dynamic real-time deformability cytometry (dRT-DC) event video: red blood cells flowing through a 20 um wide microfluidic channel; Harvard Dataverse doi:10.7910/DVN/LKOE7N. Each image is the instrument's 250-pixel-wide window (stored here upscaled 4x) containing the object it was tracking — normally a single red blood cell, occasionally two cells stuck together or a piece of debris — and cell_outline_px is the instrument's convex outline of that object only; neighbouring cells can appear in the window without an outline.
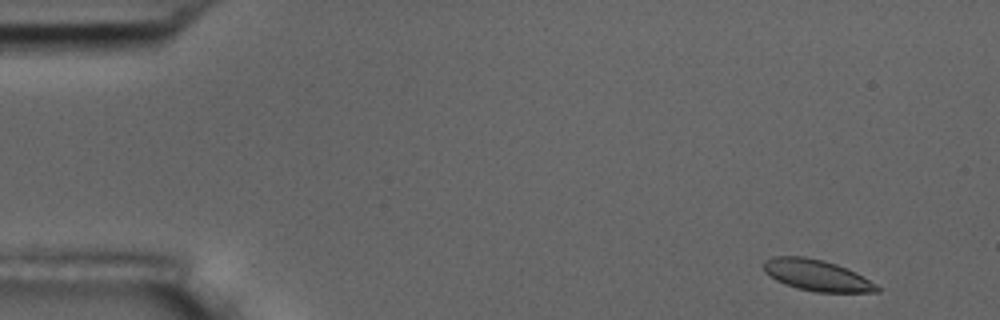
{"species": "common noctule bat (a hibernating species)", "species_latin": "Nyctalus noctula", "temperature_condition": "room temperature", "stored_images_in_passage": 54, "camera_frame_rate_fps": 3000, "um_per_image_px": 0.085, "animal": {"sex": "male", "body_mass_g": 17.5, "forearm_length_mm": 52.3}, "frame": {"image": 1, "passage_image": 2, "time_ms": 0.333, "image_size_px": [1000, 320], "cell_outline_px": [[880, 292], [816, 292], [796, 288], [784, 284], [776, 280], [764, 272], [760, 264], [764, 260], [772, 256], [804, 256], [824, 260], [848, 268], [856, 272], [876, 284], [880, 288]], "centroid_in_image_um": [69.38, 23.38], "position_along_channel_um": 15.6, "area_um2": 20.92}}
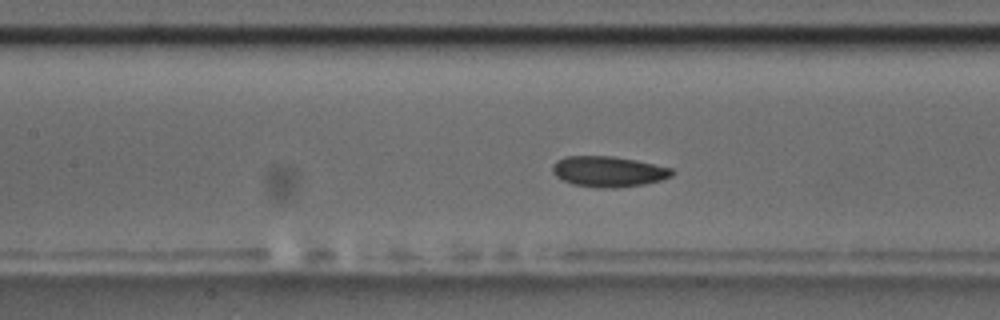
{"frame": {"image": 2, "passage_image": 23, "time_ms": 7.333, "image_size_px": [1000, 320], "cell_outline_px": [[676, 172], [672, 176], [660, 180], [644, 184], [616, 188], [604, 188], [572, 184], [556, 176], [552, 172], [552, 164], [556, 160], [564, 156], [612, 156], [636, 160], [672, 168]], "centroid_in_image_um": [51.71, 14.57], "position_along_channel_um": 155.7, "area_um2": 21.39}}
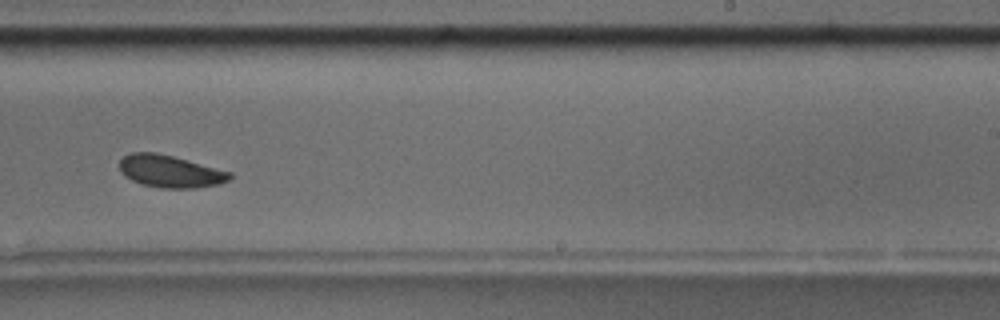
{"frame": {"image": 3, "passage_image": 33, "time_ms": 10.667, "image_size_px": [1000, 320], "cell_outline_px": [[232, 176], [228, 180], [220, 184], [196, 188], [160, 188], [144, 184], [132, 180], [124, 176], [120, 172], [120, 160], [124, 156], [132, 152], [156, 152], [188, 160], [232, 172]], "centroid_in_image_um": [14.47, 14.56], "position_along_channel_um": 274.5, "area_um2": 20.75}, "authors_computed_cell_mechanics": {"area_um2": 20.9236, "velocity_mm_per_s": 3.5797, "shape_relaxation_time_tau1_ms": null, "shape_relaxation_time_tau2_ms": 8.7299, "deformation_change_tau1": null, "deformation_change_tau2": 0.1321}}